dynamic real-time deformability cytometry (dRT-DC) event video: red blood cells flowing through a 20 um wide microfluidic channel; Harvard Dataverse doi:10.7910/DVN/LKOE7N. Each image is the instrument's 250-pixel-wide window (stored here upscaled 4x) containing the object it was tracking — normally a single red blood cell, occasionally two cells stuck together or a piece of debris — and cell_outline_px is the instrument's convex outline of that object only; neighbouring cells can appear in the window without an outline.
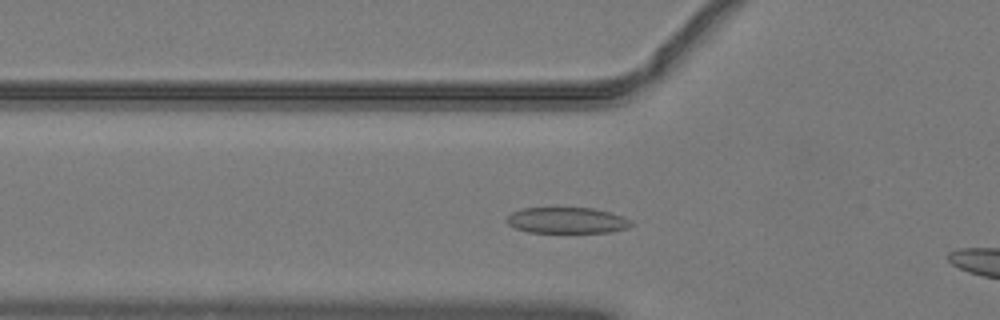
{"species": "common noctule bat (a hibernating species)", "species_latin": "Nyctalus noctula", "temperature_condition": "warm", "stored_images_in_passage": 38, "camera_frame_rate_fps": 3000, "um_per_image_px": 0.085, "animal": {"sex": "male", "body_mass_g": 19.2, "forearm_length_mm": 51.8}, "frame": {"image": 1, "passage_image": 10, "time_ms": 3.0, "image_size_px": [1000, 320], "cell_outline_px": [[636, 224], [628, 228], [608, 232], [528, 232], [516, 228], [508, 224], [504, 220], [512, 212], [524, 208], [592, 208], [608, 212], [620, 216]], "centroid_in_image_um": [48.16, 18.73], "position_along_channel_um": 77.6, "area_um2": 18.67}}
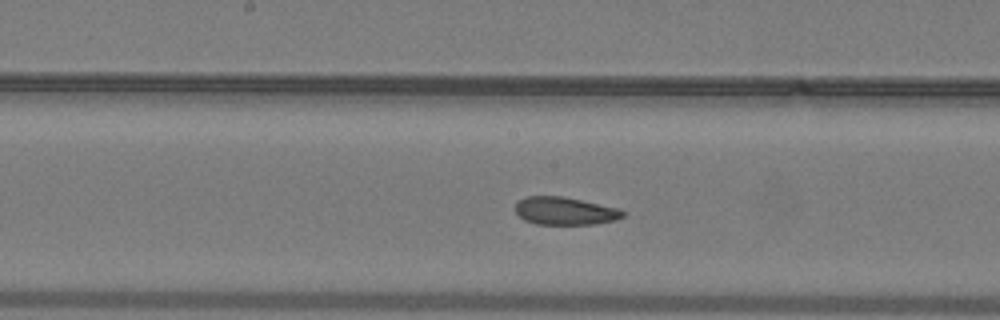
{"frame": {"image": 2, "passage_image": 19, "time_ms": 6.0, "image_size_px": [1000, 320], "cell_outline_px": [[624, 216], [616, 220], [592, 224], [536, 224], [524, 220], [516, 212], [516, 204], [520, 200], [528, 196], [560, 196], [620, 208], [624, 212]], "centroid_in_image_um": [48.03, 17.94], "position_along_channel_um": 200.2, "area_um2": 17.22}}
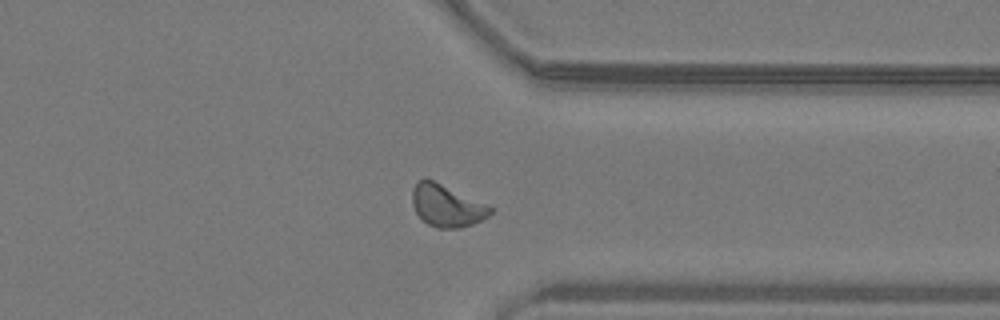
{"frame": {"image": 3, "passage_image": 32, "time_ms": 10.333, "image_size_px": [1000, 320], "cell_outline_px": [[496, 208], [488, 216], [472, 224], [460, 228], [436, 228], [428, 224], [416, 212], [412, 204], [412, 188], [420, 180], [432, 180]], "centroid_in_image_um": [37.99, 17.5], "position_along_channel_um": 373.4, "area_um2": 18.84}}